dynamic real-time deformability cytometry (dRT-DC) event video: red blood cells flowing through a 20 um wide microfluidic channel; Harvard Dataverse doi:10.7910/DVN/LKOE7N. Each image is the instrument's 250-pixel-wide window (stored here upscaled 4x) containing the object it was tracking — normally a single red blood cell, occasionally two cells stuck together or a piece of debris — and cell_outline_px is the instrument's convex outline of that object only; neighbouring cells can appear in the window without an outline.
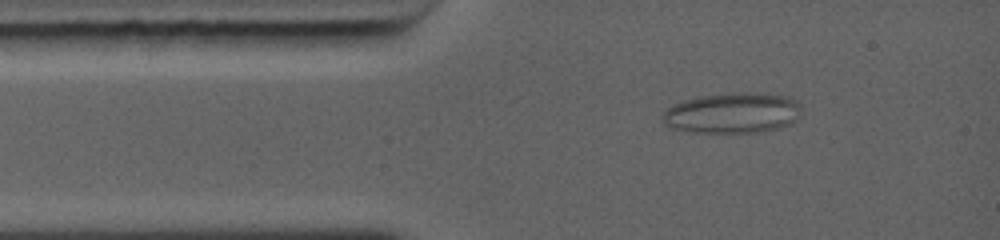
{"species": "common noctule bat (a hibernating species)", "species_latin": "Nyctalus noctula", "temperature_condition": "warm", "stored_images_in_passage": 1, "camera_frame_rate_fps": 5000, "um_per_image_px": 0.085, "animal": {"sex": "female", "body_mass_g": 19.0, "forearm_length_mm": 56.7}, "frame": {"image": 1, "passage_image": 1, "time_ms": 0.0, "image_size_px": [1000, 240], "cell_outline_px": [[800, 112], [796, 120], [788, 124], [776, 128], [760, 132], [688, 132], [668, 128], [660, 120], [660, 116], [668, 108], [684, 100], [700, 96], [732, 92], [756, 92], [788, 96], [796, 100], [800, 104]], "centroid_in_image_um": [62.22, 9.6], "position_along_channel_um": 22.8, "area_um2": 33.12}}